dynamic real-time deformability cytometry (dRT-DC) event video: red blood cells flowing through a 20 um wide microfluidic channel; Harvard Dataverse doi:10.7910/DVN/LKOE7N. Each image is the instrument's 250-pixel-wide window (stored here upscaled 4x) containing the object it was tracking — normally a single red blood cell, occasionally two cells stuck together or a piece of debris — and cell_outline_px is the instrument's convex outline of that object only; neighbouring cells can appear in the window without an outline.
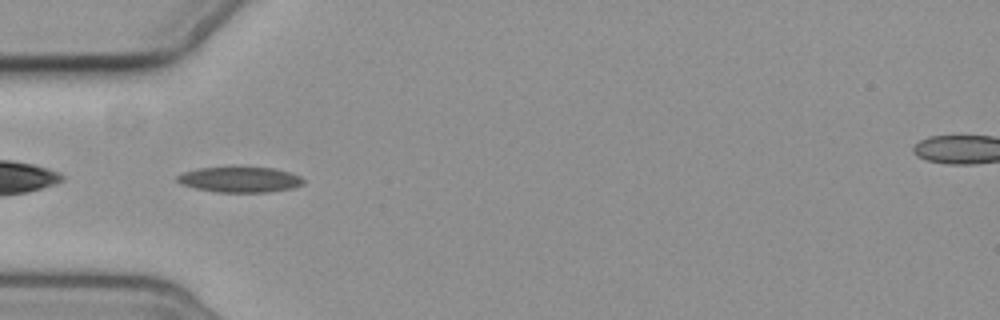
{"species": "common noctule bat (a hibernating species)", "species_latin": "Nyctalus noctula", "temperature_condition": "cold", "stored_images_in_passage": 6, "camera_frame_rate_fps": 3000, "um_per_image_px": 0.085, "animal": {"sex": "female", "body_mass_g": 19.3, "forearm_length_mm": 54.1}, "frame": {"image": 1, "passage_image": 5, "time_ms": 5.0, "image_size_px": [1000, 320], "cell_outline_px": [[304, 184], [292, 188], [268, 192], [216, 192], [196, 188], [184, 184], [176, 180], [176, 176], [184, 172], [200, 168], [272, 168], [288, 172], [300, 176], [304, 180]], "centroid_in_image_um": [20.41, 15.27], "position_along_channel_um": 64.6, "area_um2": 18.32}}
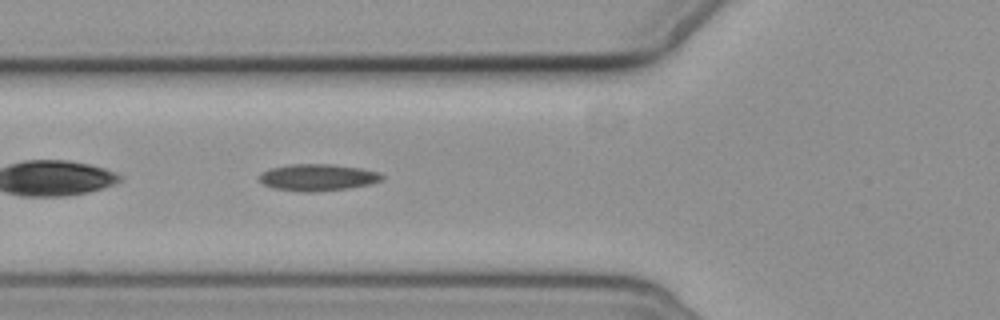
{"frame": {"image": 2, "passage_image": 6, "time_ms": 6.0, "image_size_px": [1000, 320], "cell_outline_px": [[384, 180], [372, 184], [348, 188], [312, 192], [300, 192], [272, 188], [264, 184], [260, 180], [260, 172], [268, 168], [288, 164], [332, 164], [360, 168], [380, 172], [384, 176]], "centroid_in_image_um": [27.01, 15.08], "position_along_channel_um": 98.8, "area_um2": 19.42}}